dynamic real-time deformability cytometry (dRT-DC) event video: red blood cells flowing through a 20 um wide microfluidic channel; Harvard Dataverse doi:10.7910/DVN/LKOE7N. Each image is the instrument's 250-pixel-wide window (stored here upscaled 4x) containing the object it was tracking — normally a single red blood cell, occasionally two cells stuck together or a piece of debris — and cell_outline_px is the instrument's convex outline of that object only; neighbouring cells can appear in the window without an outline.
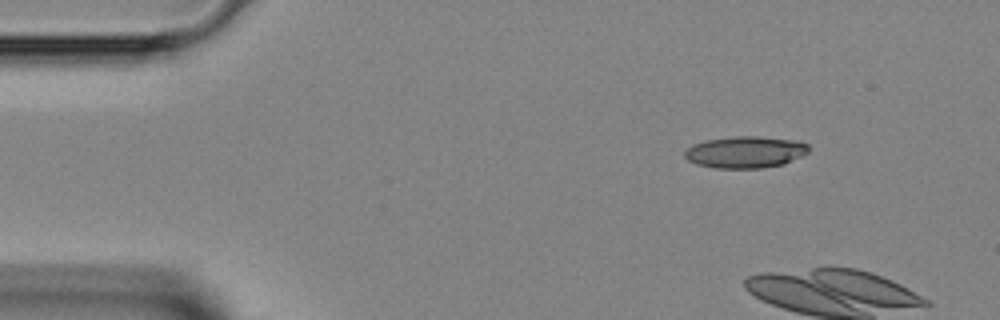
{"species": "Egyptian fruit bat (a non-hibernating species)", "species_latin": "Rousettus aegyptiacus", "temperature_condition": "room temperature", "stored_images_in_passage": 3, "camera_frame_rate_fps": 3000, "um_per_image_px": 0.085, "animal": {"sex": "female"}, "frame": {"image": 1, "passage_image": 1, "time_ms": 0.0, "image_size_px": [1000, 320], "cell_outline_px": [[808, 152], [784, 164], [760, 168], [716, 168], [696, 164], [688, 160], [684, 156], [684, 152], [692, 144], [708, 140], [732, 136], [760, 136], [800, 140], [808, 144]], "centroid_in_image_um": [63.36, 12.92], "position_along_channel_um": 21.6, "area_um2": 23.0}}